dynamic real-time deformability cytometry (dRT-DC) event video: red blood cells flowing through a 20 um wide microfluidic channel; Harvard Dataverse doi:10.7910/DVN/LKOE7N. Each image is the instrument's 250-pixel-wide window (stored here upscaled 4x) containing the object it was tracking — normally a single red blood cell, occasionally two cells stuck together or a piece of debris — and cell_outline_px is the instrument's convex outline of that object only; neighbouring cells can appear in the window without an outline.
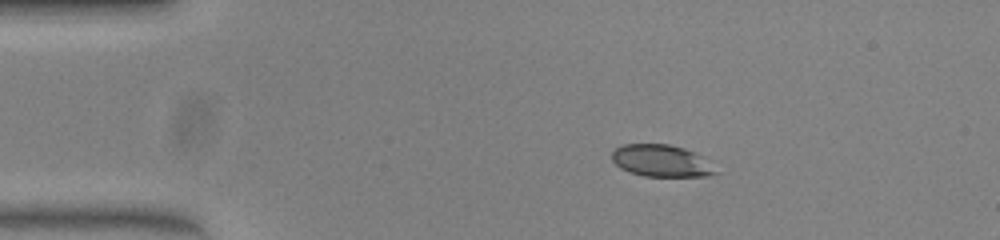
{"species": "common noctule bat (a hibernating species)", "species_latin": "Nyctalus noctula", "temperature_condition": "warm", "stored_images_in_passage": 6, "camera_frame_rate_fps": 3000, "um_per_image_px": 0.085, "animal": {"sex": "female", "body_mass_g": 23.0, "forearm_length_mm": 53.4}, "frame": {"image": 1, "passage_image": 1, "time_ms": 0.0, "image_size_px": [1000, 240], "cell_outline_px": [[720, 172], [708, 176], [644, 176], [620, 168], [612, 160], [612, 152], [616, 148], [624, 144], [668, 144], [684, 148], [700, 156]], "centroid_in_image_um": [56.2, 13.67], "position_along_channel_um": 28.8, "area_um2": 19.07}}